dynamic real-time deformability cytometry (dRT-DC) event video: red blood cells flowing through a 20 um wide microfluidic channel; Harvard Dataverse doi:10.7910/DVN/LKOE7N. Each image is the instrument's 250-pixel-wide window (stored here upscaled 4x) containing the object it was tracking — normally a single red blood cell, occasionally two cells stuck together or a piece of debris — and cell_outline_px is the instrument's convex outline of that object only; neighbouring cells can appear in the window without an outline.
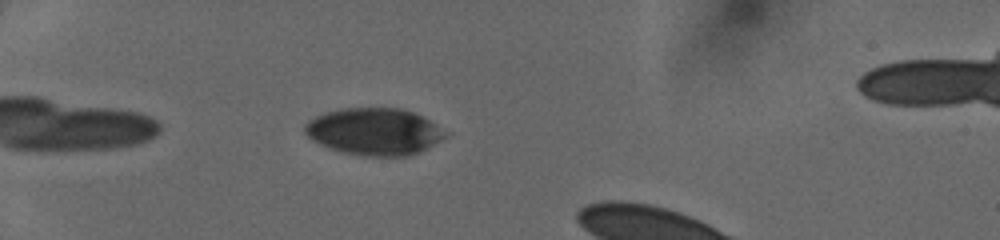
{"species": "human", "species_latin": "Homo sapiens", "temperature_condition": "cold", "stored_images_in_passage": 13, "camera_frame_rate_fps": 3000, "um_per_image_px": 0.085, "donor": {"sex": "female"}, "frame": {"image": 1, "passage_image": 5, "time_ms": 1.0, "image_size_px": [1000, 240], "cell_outline_px": [[452, 132], [448, 136], [428, 148], [420, 152], [408, 156], [364, 156], [344, 152], [328, 148], [312, 140], [304, 132], [304, 124], [308, 120], [316, 116], [328, 112], [344, 108], [400, 108], [412, 112]], "centroid_in_image_um": [31.85, 11.19], "position_along_channel_um": 53.2, "area_um2": 38.67}}